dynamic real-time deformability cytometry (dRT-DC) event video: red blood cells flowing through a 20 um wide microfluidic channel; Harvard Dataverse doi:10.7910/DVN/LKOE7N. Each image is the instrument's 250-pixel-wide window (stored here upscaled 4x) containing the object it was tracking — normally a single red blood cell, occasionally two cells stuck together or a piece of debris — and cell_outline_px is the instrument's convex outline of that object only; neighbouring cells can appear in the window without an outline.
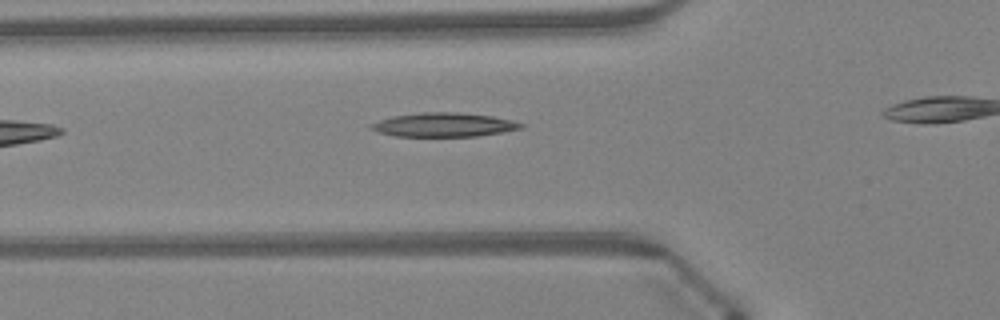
{"species": "Egyptian fruit bat (a non-hibernating species)", "species_latin": "Rousettus aegyptiacus", "temperature_condition": "warm", "stored_images_in_passage": 27, "camera_frame_rate_fps": 3000, "um_per_image_px": 0.085, "animal": {"sex": "female"}, "frame": {"image": 1, "passage_image": 5, "time_ms": 1.333, "image_size_px": [1000, 320], "cell_outline_px": [[524, 128], [476, 136], [396, 136], [380, 132], [368, 128], [368, 124], [392, 116], [420, 112], [460, 112], [492, 116], [512, 120], [524, 124]], "centroid_in_image_um": [37.71, 10.6], "position_along_channel_um": 88.1, "area_um2": 20.92}}
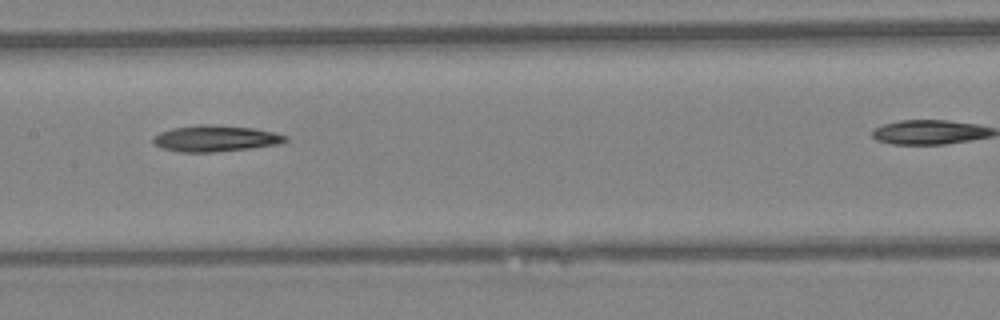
{"frame": {"image": 2, "passage_image": 12, "time_ms": 3.667, "image_size_px": [1000, 320], "cell_outline_px": [[288, 140], [276, 144], [252, 148], [212, 152], [180, 152], [160, 148], [152, 140], [152, 136], [160, 132], [172, 128], [196, 124], [208, 124], [252, 128], [272, 132], [288, 136]], "centroid_in_image_um": [18.25, 11.77], "position_along_channel_um": 189.1, "area_um2": 20.17}}
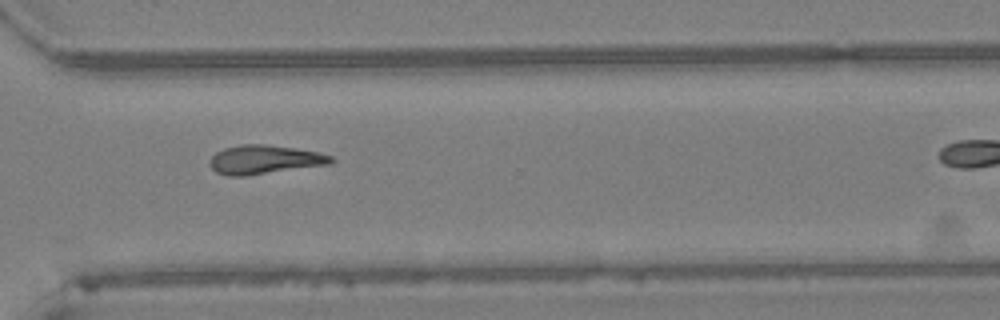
{"frame": {"image": 3, "passage_image": 23, "time_ms": 7.333, "image_size_px": [1000, 320], "cell_outline_px": [[336, 160], [332, 164], [248, 176], [228, 176], [216, 172], [208, 164], [208, 160], [216, 152], [224, 148], [240, 144], [264, 144], [320, 152], [332, 156]], "centroid_in_image_um": [22.49, 13.58], "position_along_channel_um": 348.1, "area_um2": 20.75}}